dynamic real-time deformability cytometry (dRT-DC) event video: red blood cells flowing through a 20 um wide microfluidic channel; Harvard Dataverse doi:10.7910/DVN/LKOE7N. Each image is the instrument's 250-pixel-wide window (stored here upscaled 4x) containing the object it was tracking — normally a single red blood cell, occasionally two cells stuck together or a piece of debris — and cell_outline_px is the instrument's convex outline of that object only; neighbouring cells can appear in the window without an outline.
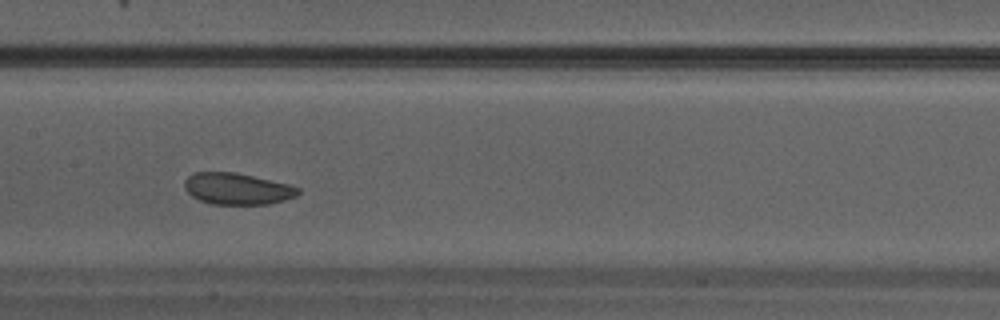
{"species": "Egyptian fruit bat (a non-hibernating species)", "species_latin": "Rousettus aegyptiacus", "temperature_condition": "warm", "stored_images_in_passage": 25, "camera_frame_rate_fps": 3000, "um_per_image_px": 0.085, "animal": {"sex": "male"}, "frame": {"image": 1, "passage_image": 8, "time_ms": 2.333, "image_size_px": [1000, 320], "cell_outline_px": [[300, 192], [296, 196], [284, 200], [268, 204], [212, 204], [200, 200], [192, 196], [184, 188], [184, 180], [192, 172], [236, 172], [288, 184], [300, 188]], "centroid_in_image_um": [20.14, 16.04], "position_along_channel_um": 187.3, "area_um2": 20.87}}